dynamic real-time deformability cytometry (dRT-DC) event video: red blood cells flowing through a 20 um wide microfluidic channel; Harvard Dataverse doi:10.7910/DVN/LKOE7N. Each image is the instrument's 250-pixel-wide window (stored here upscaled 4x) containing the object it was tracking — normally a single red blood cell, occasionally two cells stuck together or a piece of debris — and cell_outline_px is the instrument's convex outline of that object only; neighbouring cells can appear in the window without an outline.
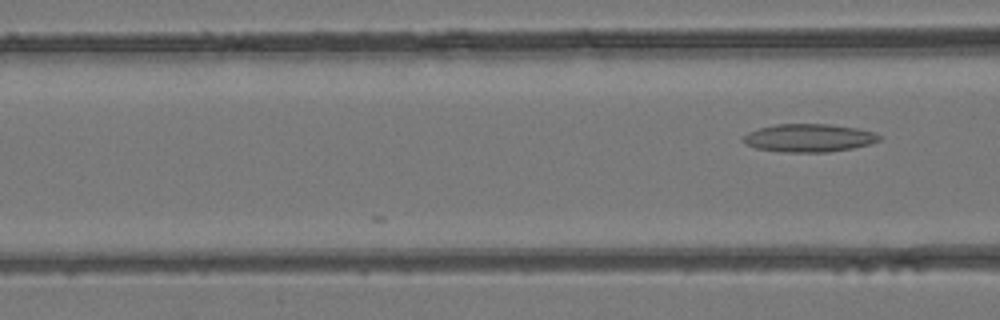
{"species": "common noctule bat (a hibernating species)", "species_latin": "Nyctalus noctula", "temperature_condition": "room temperature", "stored_images_in_passage": 4, "camera_frame_rate_fps": 3000, "um_per_image_px": 0.085, "animal": {"sex": "female", "body_mass_g": 24.6, "forearm_length_mm": 56.2}, "frame": {"image": 1, "passage_image": 4, "time_ms": 1.0, "image_size_px": [1000, 320], "cell_outline_px": [[880, 140], [868, 144], [852, 148], [828, 152], [780, 152], [756, 148], [744, 144], [740, 140], [748, 132], [760, 128], [776, 124], [828, 124], [856, 128], [872, 132], [880, 136]], "centroid_in_image_um": [68.69, 11.73], "position_along_channel_um": 97.9, "area_um2": 22.14}}